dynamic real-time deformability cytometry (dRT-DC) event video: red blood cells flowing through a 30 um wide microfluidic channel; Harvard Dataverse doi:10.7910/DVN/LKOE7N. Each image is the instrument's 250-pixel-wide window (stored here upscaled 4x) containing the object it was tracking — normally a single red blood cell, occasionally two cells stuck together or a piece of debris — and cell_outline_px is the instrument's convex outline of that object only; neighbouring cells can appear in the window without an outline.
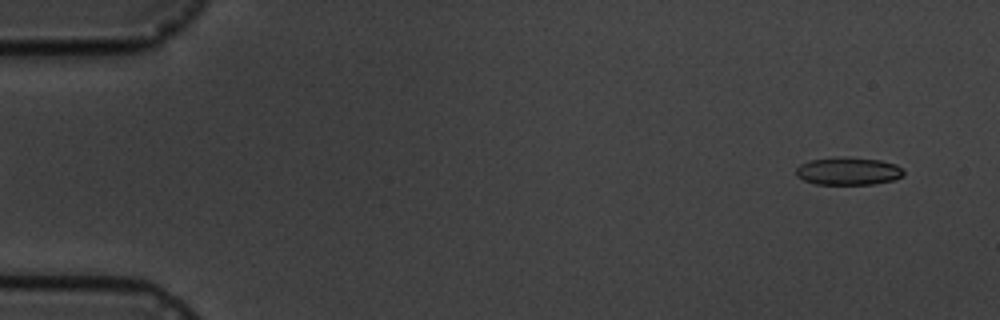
{"species": "common noctule bat (a hibernating species)", "species_latin": "Nyctalus noctula", "temperature_condition": "cold", "stored_images_in_passage": 6, "segment_of_instrument_passage": [2, 2], "camera_frame_rate_fps": 3000, "um_per_image_px": 0.085, "animal": {"sex": "male", "body_mass_g": 19.5, "forearm_length_mm": 54.6}, "frame": {"image": 1, "passage_image": 6, "time_ms": 6.0, "image_size_px": [1000, 320], "cell_outline_px": [[904, 176], [892, 180], [872, 184], [816, 184], [804, 180], [796, 176], [796, 168], [800, 164], [808, 160], [832, 156], [848, 156], [880, 160], [896, 164], [904, 168]], "centroid_in_image_um": [72.09, 14.52], "position_along_channel_um": 12.9, "area_um2": 17.8}}